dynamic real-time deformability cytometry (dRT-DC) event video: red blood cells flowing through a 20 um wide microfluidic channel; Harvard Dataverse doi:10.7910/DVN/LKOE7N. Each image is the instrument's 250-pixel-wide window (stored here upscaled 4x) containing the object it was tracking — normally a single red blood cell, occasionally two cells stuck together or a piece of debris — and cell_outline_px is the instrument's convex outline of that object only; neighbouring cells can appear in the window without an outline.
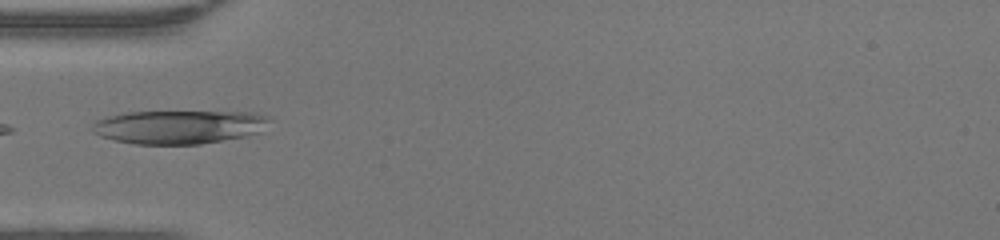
{"species": "human", "species_latin": "Homo sapiens", "temperature_condition": "warm", "stored_images_in_passage": 32, "camera_frame_rate_fps": 3000, "um_per_image_px": 0.085, "donor": {"sex": "female"}, "frame": {"image": 1, "passage_image": 1, "time_ms": 0.0, "image_size_px": [1000, 240], "cell_outline_px": [[272, 120], [260, 132], [244, 136], [200, 144], [136, 144], [116, 140], [100, 136], [92, 132], [92, 124], [96, 120], [104, 116], [124, 112], [256, 112], [268, 116]], "centroid_in_image_um": [15.2, 10.78], "position_along_channel_um": 69.8, "area_um2": 34.8}}
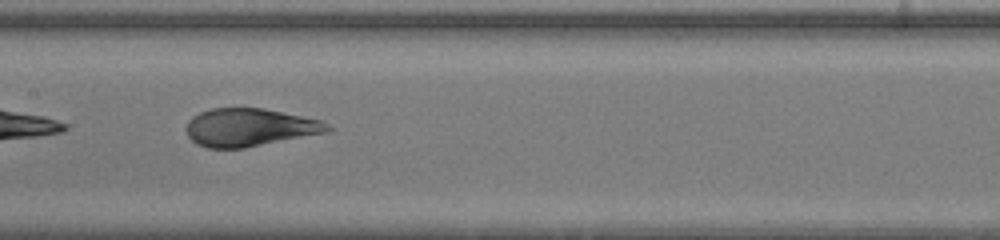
{"frame": {"image": 2, "passage_image": 9, "time_ms": 2.667, "image_size_px": [1000, 240], "cell_outline_px": [[332, 128], [328, 132], [244, 148], [208, 148], [196, 144], [188, 136], [184, 128], [188, 120], [192, 116], [200, 112], [212, 108], [264, 108], [320, 120], [328, 124]], "centroid_in_image_um": [21.17, 10.83], "position_along_channel_um": 186.2, "area_um2": 31.27}}
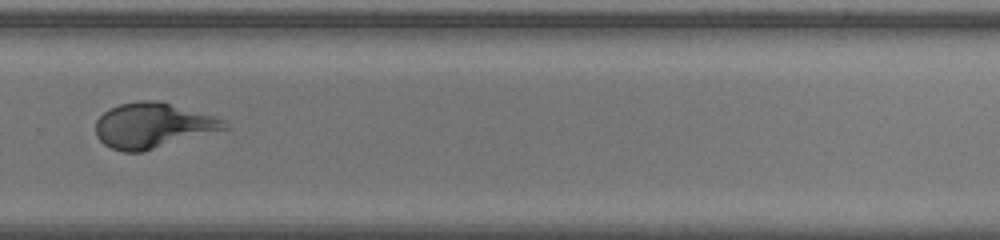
{"frame": {"image": 3, "passage_image": 18, "time_ms": 5.667, "image_size_px": [1000, 240], "cell_outline_px": [[228, 128], [140, 152], [124, 152], [112, 148], [104, 144], [96, 136], [96, 120], [108, 108], [120, 104], [140, 100], [156, 100], [212, 116], [224, 120], [228, 124]], "centroid_in_image_um": [12.93, 10.66], "position_along_channel_um": 316.9, "area_um2": 33.29}}